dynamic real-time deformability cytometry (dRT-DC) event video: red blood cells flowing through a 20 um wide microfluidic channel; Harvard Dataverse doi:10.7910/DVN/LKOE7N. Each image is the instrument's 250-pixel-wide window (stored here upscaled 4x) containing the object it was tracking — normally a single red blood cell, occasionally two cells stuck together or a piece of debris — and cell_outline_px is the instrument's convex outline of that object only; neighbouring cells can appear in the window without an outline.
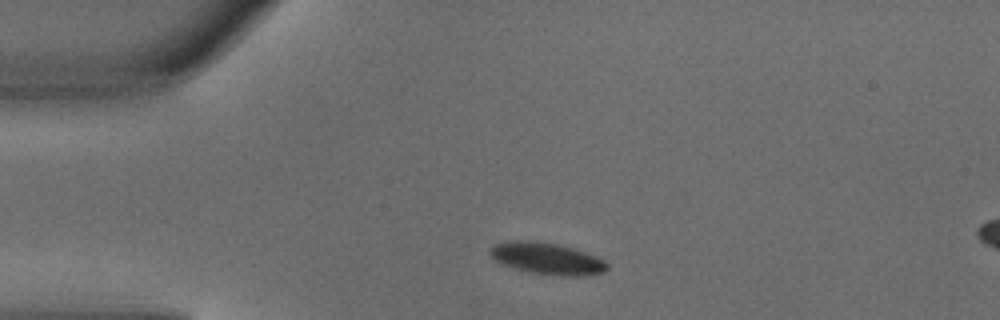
{"species": "common noctule bat (a hibernating species)", "species_latin": "Nyctalus noctula", "temperature_condition": "warm", "stored_images_in_passage": 3, "segment_of_instrument_passage": [1, 2], "camera_frame_rate_fps": 3000, "um_per_image_px": 0.085, "animal": {"sex": "male", "body_mass_g": 18.8}, "frame": {"image": 1, "passage_image": 1, "time_ms": 0.0, "image_size_px": [1000, 320], "cell_outline_px": [[608, 268], [604, 272], [580, 276], [560, 276], [532, 272], [500, 264], [488, 252], [488, 248], [496, 244], [512, 240], [528, 240], [556, 244], [572, 248], [596, 256], [604, 260], [608, 264]], "centroid_in_image_um": [46.48, 21.97], "position_along_channel_um": 38.5, "area_um2": 21.44}}